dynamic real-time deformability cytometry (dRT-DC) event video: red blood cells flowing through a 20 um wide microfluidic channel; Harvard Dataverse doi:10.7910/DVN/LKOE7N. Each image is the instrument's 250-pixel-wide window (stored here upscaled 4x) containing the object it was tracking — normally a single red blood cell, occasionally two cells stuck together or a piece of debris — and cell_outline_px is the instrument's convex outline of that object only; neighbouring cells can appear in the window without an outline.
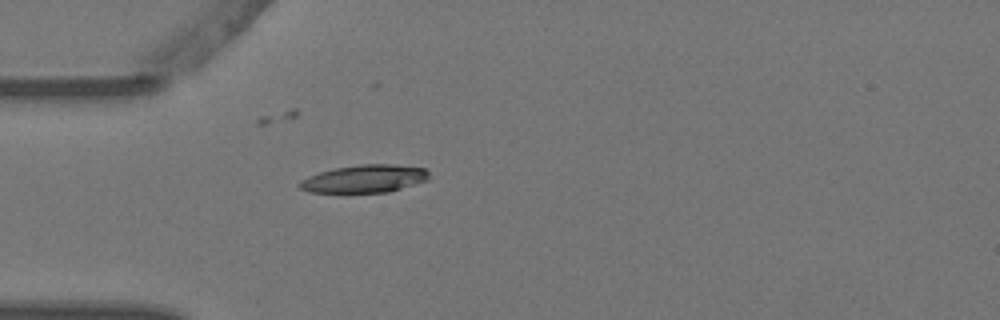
{"species": "Egyptian fruit bat (a non-hibernating species)", "species_latin": "Rousettus aegyptiacus", "temperature_condition": "warm", "stored_images_in_passage": 2, "camera_frame_rate_fps": 3000, "um_per_image_px": 0.085, "animal": {"sex": "female"}, "frame": {"image": 1, "passage_image": 2, "time_ms": 0.333, "image_size_px": [1000, 320], "cell_outline_px": [[428, 180], [388, 192], [308, 192], [300, 188], [296, 184], [300, 180], [308, 176], [320, 172], [336, 168], [360, 164], [392, 164], [424, 168], [428, 172]], "centroid_in_image_um": [30.95, 15.19], "position_along_channel_um": 54.0, "area_um2": 20.81}}